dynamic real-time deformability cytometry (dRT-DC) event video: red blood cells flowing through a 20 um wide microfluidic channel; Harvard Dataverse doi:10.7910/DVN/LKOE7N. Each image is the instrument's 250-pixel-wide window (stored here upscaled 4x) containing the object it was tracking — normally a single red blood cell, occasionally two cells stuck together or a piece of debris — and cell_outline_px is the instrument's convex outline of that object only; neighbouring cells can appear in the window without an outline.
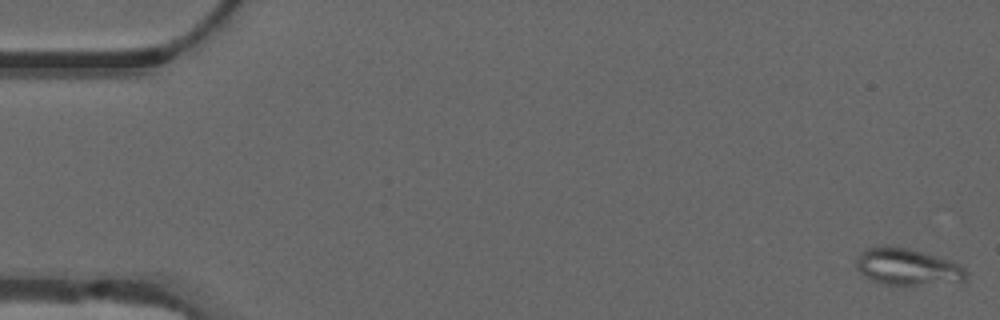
{"species": "common noctule bat (a hibernating species)", "species_latin": "Nyctalus noctula", "temperature_condition": "warm", "stored_images_in_passage": 19, "camera_frame_rate_fps": 3000, "um_per_image_px": 0.085, "animal": {"sex": "male", "forearm_length_mm": 52.5}, "frame": {"image": 1, "passage_image": 1, "time_ms": 0.0, "image_size_px": [1000, 320], "cell_outline_px": [[968, 276], [964, 280], [916, 284], [884, 284], [872, 280], [864, 276], [856, 268], [856, 260], [860, 252], [868, 248], [888, 244], [908, 248], [936, 256], [960, 264], [968, 272]], "centroid_in_image_um": [77.07, 22.64], "position_along_channel_um": 7.9, "area_um2": 23.24}}
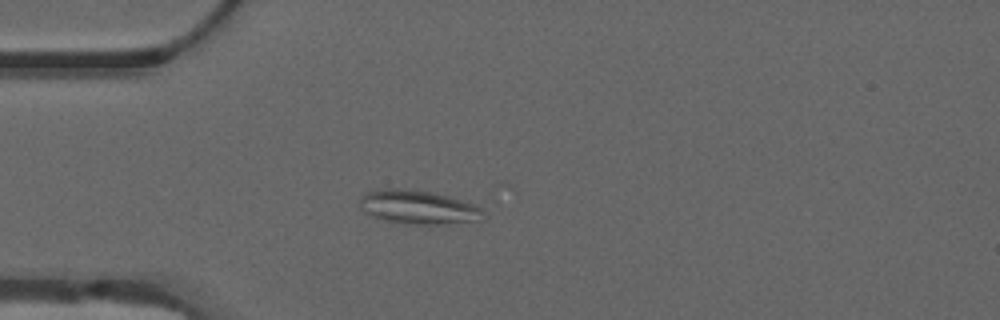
{"frame": {"image": 2, "passage_image": 15, "time_ms": 4.667, "image_size_px": [1000, 320], "cell_outline_px": [[488, 216], [476, 220], [440, 224], [412, 224], [384, 220], [364, 212], [360, 208], [360, 200], [364, 192], [388, 188], [396, 188], [428, 192], [448, 196], [472, 204], [480, 208]], "centroid_in_image_um": [35.52, 17.61], "position_along_channel_um": 49.5, "area_um2": 23.87}}